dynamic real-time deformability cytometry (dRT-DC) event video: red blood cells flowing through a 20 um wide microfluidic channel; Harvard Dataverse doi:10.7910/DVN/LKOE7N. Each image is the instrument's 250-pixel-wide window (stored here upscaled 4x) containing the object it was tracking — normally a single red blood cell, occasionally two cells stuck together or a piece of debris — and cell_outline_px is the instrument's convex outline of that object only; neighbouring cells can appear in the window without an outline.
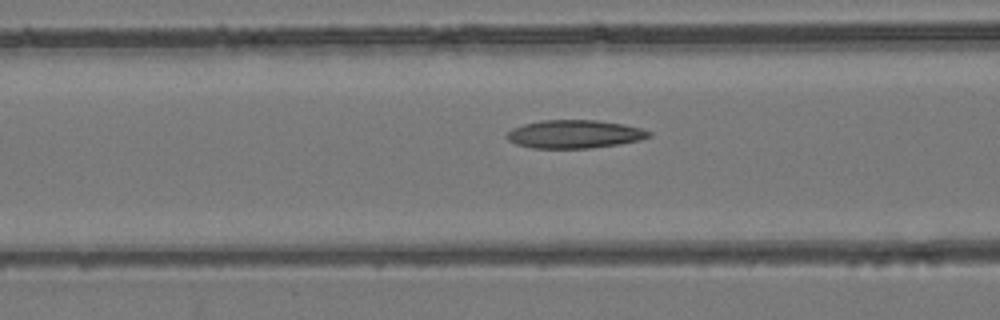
{"species": "common noctule bat (a hibernating species)", "species_latin": "Nyctalus noctula", "temperature_condition": "room temperature", "stored_images_in_passage": 48, "camera_frame_rate_fps": 3000, "um_per_image_px": 0.085, "animal": {"sex": "female", "body_mass_g": 24.6, "forearm_length_mm": 56.2}, "frame": {"image": 1, "passage_image": 19, "time_ms": 6.0, "image_size_px": [1000, 320], "cell_outline_px": [[652, 136], [640, 140], [620, 144], [592, 148], [532, 148], [516, 144], [508, 140], [504, 136], [512, 128], [524, 124], [540, 120], [596, 120], [624, 124], [640, 128], [652, 132]], "centroid_in_image_um": [48.83, 11.4], "position_along_channel_um": 117.8, "area_um2": 23.52}}
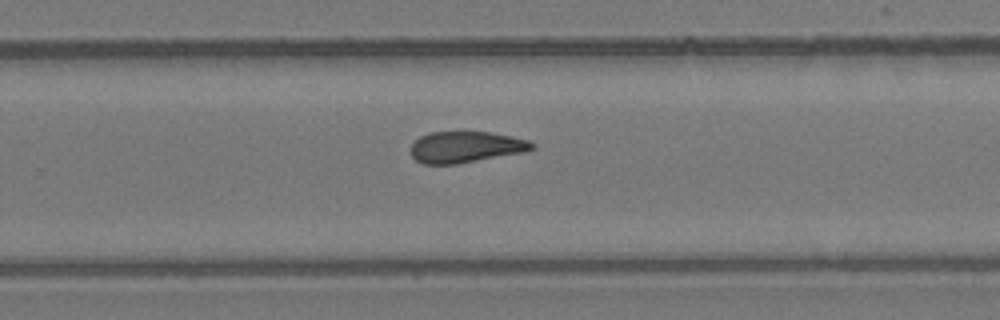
{"frame": {"image": 2, "passage_image": 31, "time_ms": 10.0, "image_size_px": [1000, 320], "cell_outline_px": [[536, 148], [524, 152], [456, 164], [424, 164], [416, 160], [408, 152], [408, 148], [420, 136], [428, 132], [488, 132], [528, 140], [536, 144]], "centroid_in_image_um": [39.54, 12.5], "position_along_channel_um": 290.3, "area_um2": 22.14}}
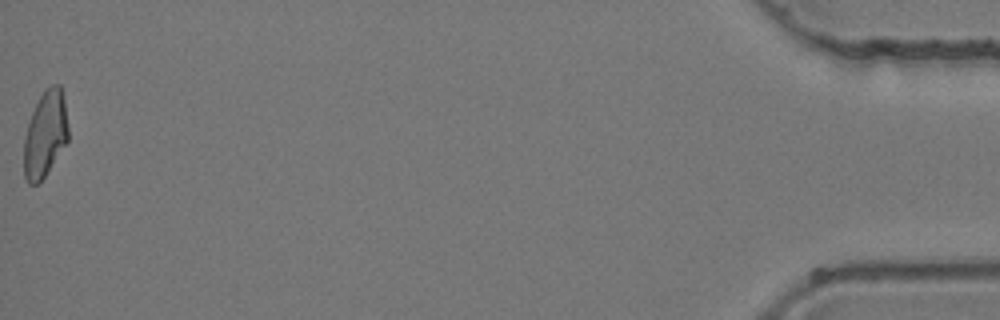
{"frame": {"image": 3, "passage_image": 48, "time_ms": 15.667, "image_size_px": [1000, 320], "cell_outline_px": [[68, 140], [44, 176], [36, 184], [28, 184], [24, 176], [24, 140], [28, 124], [32, 112], [44, 88], [52, 84], [60, 84], [64, 100], [68, 124]], "centroid_in_image_um": [3.84, 11.37], "position_along_channel_um": 431.4, "area_um2": 22.02}}